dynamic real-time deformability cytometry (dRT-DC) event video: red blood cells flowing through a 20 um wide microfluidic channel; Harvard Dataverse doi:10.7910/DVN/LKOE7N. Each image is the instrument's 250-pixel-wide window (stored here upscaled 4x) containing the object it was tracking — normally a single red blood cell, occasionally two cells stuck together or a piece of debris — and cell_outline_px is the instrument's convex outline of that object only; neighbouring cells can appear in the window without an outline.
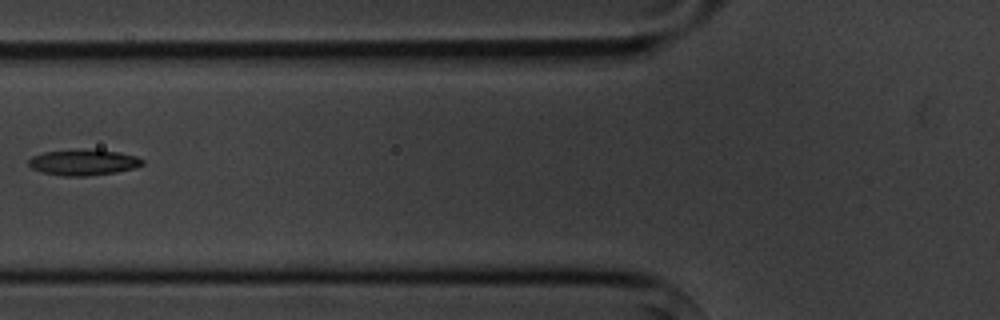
{"species": "common noctule bat (a hibernating species)", "species_latin": "Nyctalus noctula", "temperature_condition": "cold", "stored_images_in_passage": 4, "camera_frame_rate_fps": 3000, "um_per_image_px": 0.085, "animal": {"sex": "male", "body_mass_g": 20.1, "forearm_length_mm": 53.5}, "frame": {"image": 1, "passage_image": 3, "time_ms": 2.333, "image_size_px": [1000, 320], "cell_outline_px": [[144, 164], [136, 168], [116, 172], [88, 176], [64, 176], [40, 172], [32, 168], [28, 164], [28, 160], [32, 156], [44, 152], [80, 148], [120, 152], [136, 156], [144, 160]], "centroid_in_image_um": [7.09, 13.79], "position_along_channel_um": 118.7, "area_um2": 17.46}}
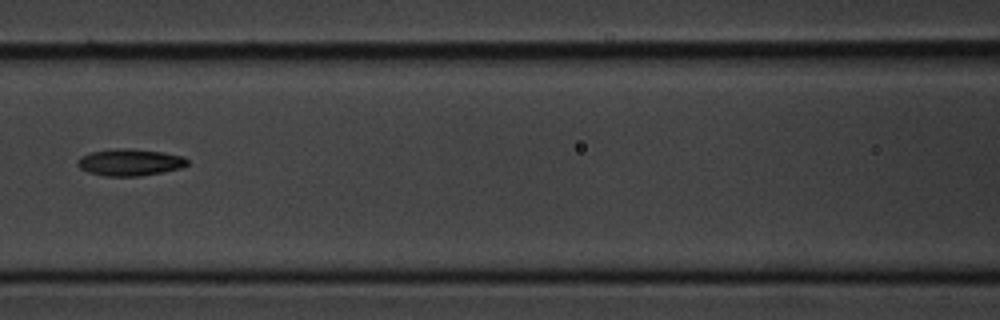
{"frame": {"image": 2, "passage_image": 4, "time_ms": 3.333, "image_size_px": [1000, 320], "cell_outline_px": [[188, 164], [180, 168], [140, 176], [104, 176], [88, 172], [80, 168], [76, 164], [76, 160], [80, 156], [92, 152], [116, 148], [128, 148], [164, 152], [184, 156], [188, 160]], "centroid_in_image_um": [11.02, 13.79], "position_along_channel_um": 155.6, "area_um2": 17.22}}